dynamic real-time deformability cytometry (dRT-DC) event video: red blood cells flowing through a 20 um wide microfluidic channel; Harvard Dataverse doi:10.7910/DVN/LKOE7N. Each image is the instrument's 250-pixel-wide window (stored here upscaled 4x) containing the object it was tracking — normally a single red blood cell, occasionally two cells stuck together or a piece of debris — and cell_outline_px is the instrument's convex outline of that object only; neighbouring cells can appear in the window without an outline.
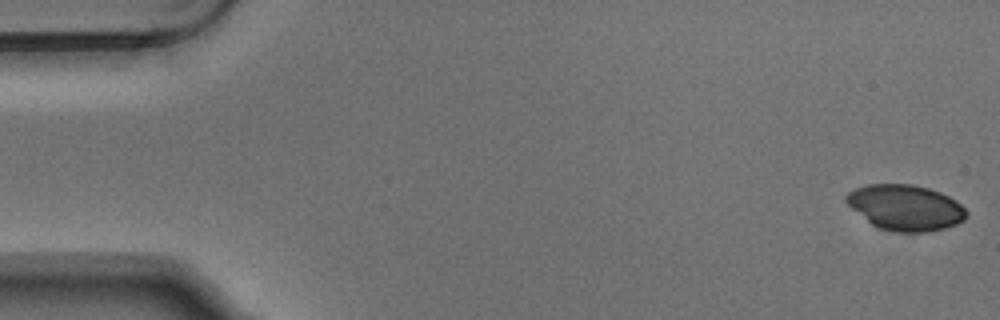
{"species": "Egyptian fruit bat (a non-hibernating species)", "species_latin": "Rousettus aegyptiacus", "temperature_condition": "warm", "stored_images_in_passage": 5, "camera_frame_rate_fps": 3000, "um_per_image_px": 0.085, "animal": {"sex": "male"}, "frame": {"image": 1, "passage_image": 1, "time_ms": 0.0, "image_size_px": [1000, 320], "cell_outline_px": [[968, 216], [964, 220], [956, 224], [944, 228], [928, 232], [892, 232], [880, 228], [872, 224], [852, 208], [844, 200], [844, 196], [848, 192], [856, 188], [868, 184], [912, 184], [928, 188], [940, 192], [956, 200], [968, 212]], "centroid_in_image_um": [76.97, 17.64], "position_along_channel_um": 8.0, "area_um2": 31.96}}